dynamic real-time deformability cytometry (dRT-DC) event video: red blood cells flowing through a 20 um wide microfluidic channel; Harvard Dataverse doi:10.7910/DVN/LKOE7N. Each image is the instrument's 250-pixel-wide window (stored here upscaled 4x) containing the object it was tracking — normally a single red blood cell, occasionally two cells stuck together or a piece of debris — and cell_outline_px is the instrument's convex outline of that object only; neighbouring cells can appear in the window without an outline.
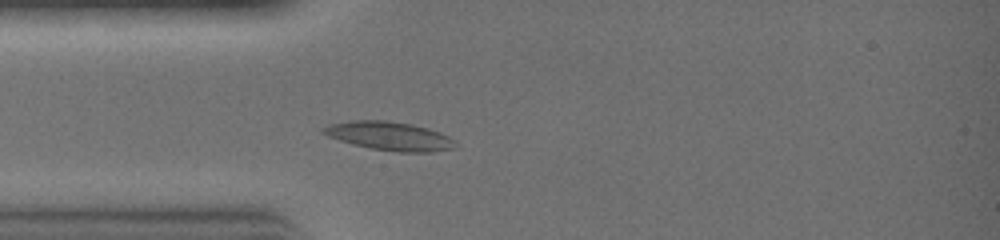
{"species": "common noctule bat (a hibernating species)", "species_latin": "Nyctalus noctula", "temperature_condition": "warm", "stored_images_in_passage": 22, "camera_frame_rate_fps": 3000, "um_per_image_px": 0.085, "animal": {"sex": "female", "body_mass_g": 19.0, "forearm_length_mm": 51.5}, "frame": {"image": 1, "passage_image": 1, "time_ms": 0.0, "image_size_px": [1000, 240], "cell_outline_px": [[460, 144], [456, 148], [432, 152], [396, 152], [372, 148], [352, 144], [328, 136], [320, 132], [320, 128], [328, 124], [352, 120], [384, 120], [412, 124], [428, 128], [440, 132], [448, 136]], "centroid_in_image_um": [33.13, 11.56], "position_along_channel_um": 51.9, "area_um2": 22.31}}
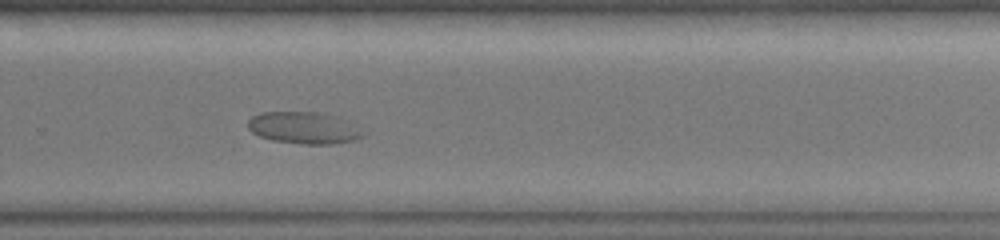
{"frame": {"image": 2, "passage_image": 14, "time_ms": 4.333, "image_size_px": [1000, 240], "cell_outline_px": [[368, 132], [364, 136], [356, 140], [332, 144], [300, 144], [272, 140], [260, 136], [252, 132], [248, 128], [248, 120], [252, 116], [260, 112], [320, 112], [336, 116]], "centroid_in_image_um": [25.85, 10.87], "position_along_channel_um": 303.9, "area_um2": 21.56}}
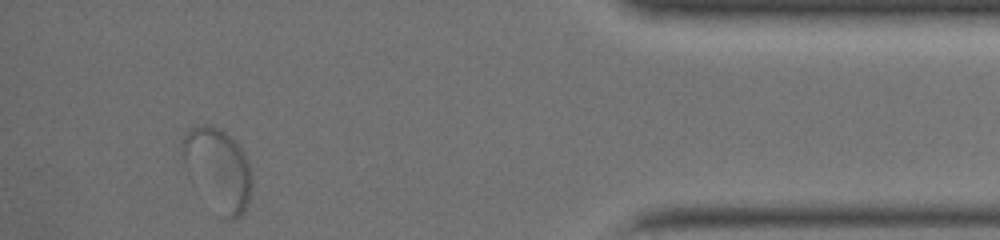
{"frame": {"image": 3, "passage_image": 22, "time_ms": 7.0, "image_size_px": [1000, 240], "cell_outline_px": [[252, 188], [244, 212], [240, 216], [232, 220], [228, 220], [184, 160], [180, 144], [184, 132], [188, 128], [196, 124], [212, 124], [220, 128], [232, 136], [244, 152], [248, 160], [252, 180]], "centroid_in_image_um": [18.6, 14.2], "position_along_channel_um": 416.6, "area_um2": 31.5}}